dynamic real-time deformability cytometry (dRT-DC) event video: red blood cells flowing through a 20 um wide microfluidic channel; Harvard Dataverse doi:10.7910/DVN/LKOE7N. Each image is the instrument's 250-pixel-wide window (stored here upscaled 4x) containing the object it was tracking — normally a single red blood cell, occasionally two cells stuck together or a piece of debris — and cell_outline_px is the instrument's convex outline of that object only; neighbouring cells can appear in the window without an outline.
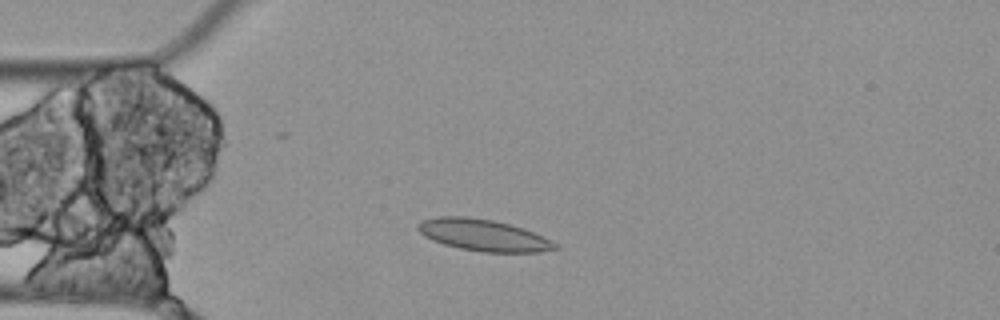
{"species": "Egyptian fruit bat (a non-hibernating species)", "species_latin": "Rousettus aegyptiacus", "temperature_condition": "cold", "stored_images_in_passage": 3, "camera_frame_rate_fps": 3000, "um_per_image_px": 0.085, "animal": {"sex": "female"}, "frame": {"image": 1, "passage_image": 3, "time_ms": 0.667, "image_size_px": [1000, 320], "cell_outline_px": [[560, 248], [540, 252], [484, 252], [460, 248], [444, 244], [432, 240], [424, 236], [416, 228], [416, 224], [424, 220], [440, 216], [468, 216], [492, 220], [524, 228], [556, 244]], "centroid_in_image_um": [41.04, 19.98], "position_along_channel_um": 44.0, "area_um2": 25.03}}